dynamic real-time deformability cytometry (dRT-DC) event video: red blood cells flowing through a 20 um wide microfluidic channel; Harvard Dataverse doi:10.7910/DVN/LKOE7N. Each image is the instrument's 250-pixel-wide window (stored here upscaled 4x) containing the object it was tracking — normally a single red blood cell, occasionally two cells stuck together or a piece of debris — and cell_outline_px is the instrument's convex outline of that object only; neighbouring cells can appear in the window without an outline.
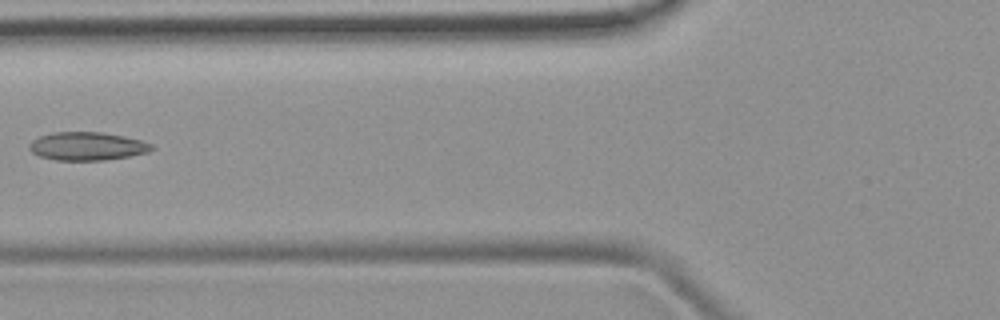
{"species": "common noctule bat (a hibernating species)", "species_latin": "Nyctalus noctula", "temperature_condition": "room temperature", "stored_images_in_passage": 5, "camera_frame_rate_fps": 3000, "um_per_image_px": 0.085, "animal": {"sex": "female", "body_mass_g": 19.9}, "frame": {"image": 1, "passage_image": 5, "time_ms": 4.667, "image_size_px": [1000, 320], "cell_outline_px": [[156, 148], [148, 152], [128, 156], [104, 160], [56, 160], [40, 156], [32, 152], [28, 148], [28, 144], [32, 140], [40, 136], [52, 132], [100, 132], [124, 136], [140, 140], [152, 144]], "centroid_in_image_um": [7.4, 12.42], "position_along_channel_um": 118.4, "area_um2": 20.11}}